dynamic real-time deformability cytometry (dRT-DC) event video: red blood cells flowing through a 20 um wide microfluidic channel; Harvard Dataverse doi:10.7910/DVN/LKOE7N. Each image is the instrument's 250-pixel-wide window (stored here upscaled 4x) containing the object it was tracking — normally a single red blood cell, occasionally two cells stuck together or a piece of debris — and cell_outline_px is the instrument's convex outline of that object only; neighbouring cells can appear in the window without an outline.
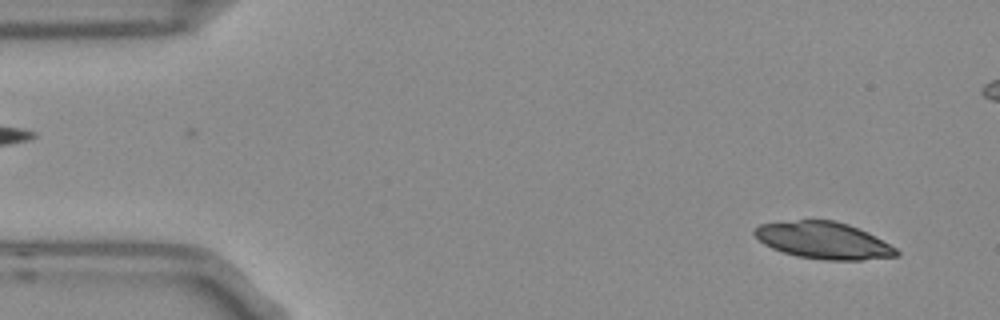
{"species": "Egyptian fruit bat (a non-hibernating species)", "species_latin": "Rousettus aegyptiacus", "temperature_condition": "room temperature", "stored_images_in_passage": 3, "camera_frame_rate_fps": 3000, "um_per_image_px": 0.085, "frame": {"image": 1, "passage_image": 1, "time_ms": 0.0, "image_size_px": [1000, 320], "cell_outline_px": [[900, 256], [860, 260], [824, 260], [796, 256], [772, 248], [764, 244], [752, 232], [752, 228], [760, 224], [800, 220], [836, 220], [848, 224], [868, 232], [896, 248], [900, 252]], "centroid_in_image_um": [70.01, 20.44], "position_along_channel_um": 15.0, "area_um2": 30.52}}